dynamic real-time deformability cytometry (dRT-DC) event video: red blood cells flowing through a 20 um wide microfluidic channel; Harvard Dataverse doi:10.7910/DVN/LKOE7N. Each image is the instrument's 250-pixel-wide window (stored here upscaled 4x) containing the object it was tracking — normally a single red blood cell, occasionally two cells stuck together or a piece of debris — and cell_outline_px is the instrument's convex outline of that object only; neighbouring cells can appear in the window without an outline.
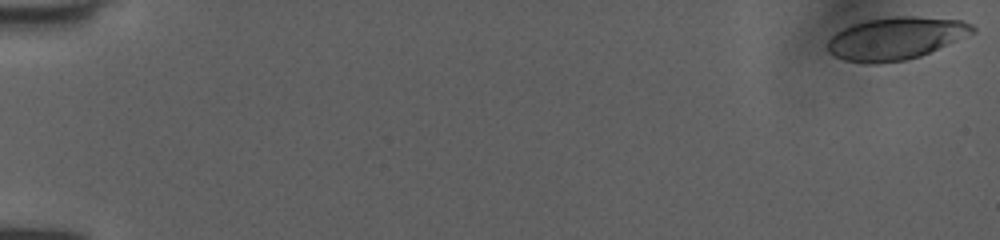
{"species": "human", "species_latin": "Homo sapiens", "temperature_condition": "room temperature", "stored_images_in_passage": 52, "camera_frame_rate_fps": 3000, "um_per_image_px": 0.085, "donor": {"sex": "female"}, "frame": {"image": 1, "passage_image": 1, "time_ms": 0.0, "image_size_px": [1000, 240], "cell_outline_px": [[976, 32], [920, 56], [904, 60], [876, 64], [868, 64], [844, 60], [828, 52], [828, 40], [836, 32], [852, 24], [864, 20], [892, 16], [916, 16], [960, 20], [972, 24], [976, 28]], "centroid_in_image_um": [76.13, 3.25], "position_along_channel_um": 8.9, "area_um2": 35.95}}
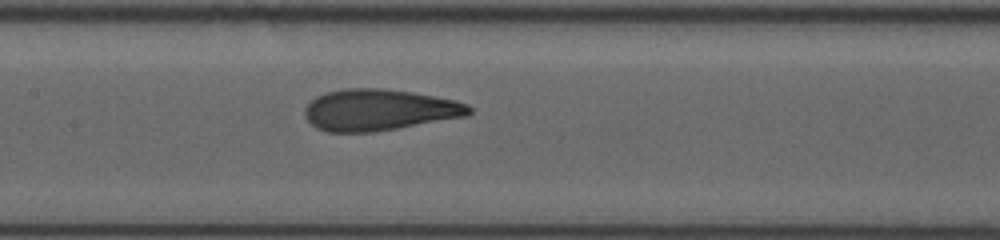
{"frame": {"image": 2, "passage_image": 27, "time_ms": 8.667, "image_size_px": [1000, 240], "cell_outline_px": [[472, 112], [468, 116], [372, 132], [328, 132], [316, 128], [308, 120], [304, 112], [304, 108], [316, 96], [328, 92], [344, 88], [380, 88], [412, 92], [456, 100], [468, 104], [472, 108]], "centroid_in_image_um": [32.24, 9.34], "position_along_channel_um": 175.2, "area_um2": 39.54}}
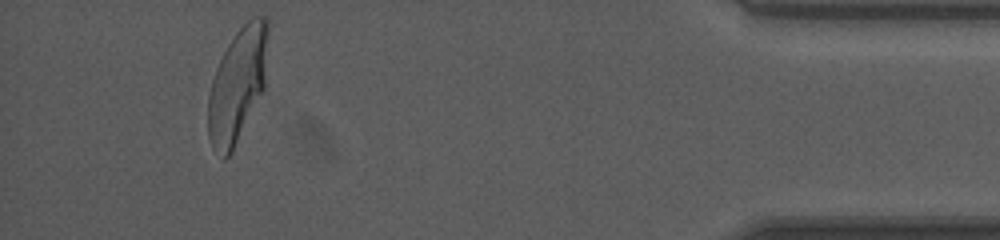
{"frame": {"image": 3, "passage_image": 49, "time_ms": 16.0, "image_size_px": [1000, 240], "cell_outline_px": [[268, 28], [264, 88], [232, 152], [224, 160], [212, 148], [208, 136], [208, 92], [216, 68], [228, 44], [236, 32], [252, 16], [268, 16]], "centroid_in_image_um": [20.17, 7.22], "position_along_channel_um": 415.0, "area_um2": 39.59}, "authors_computed_cell_mechanics": {"area_um2": 38.8416, "velocity_mm_per_s": 4.0201, "shape_relaxation_time_tau1_ms": 4.9496, "shape_relaxation_time_tau2_ms": 0.902, "deformation_change_tau1": 0.2225, "deformation_change_tau2": 0.0743}}